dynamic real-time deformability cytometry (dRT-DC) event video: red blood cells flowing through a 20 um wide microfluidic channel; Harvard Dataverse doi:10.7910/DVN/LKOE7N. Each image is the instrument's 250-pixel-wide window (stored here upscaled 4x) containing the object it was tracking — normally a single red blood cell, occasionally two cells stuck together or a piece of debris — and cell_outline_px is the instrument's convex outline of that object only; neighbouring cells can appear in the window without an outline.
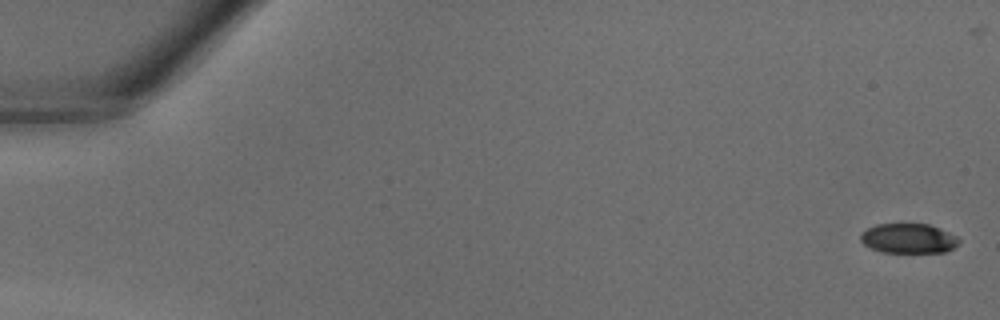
{"species": "common noctule bat (a hibernating species)", "species_latin": "Nyctalus noctula", "temperature_condition": "warm", "stored_images_in_passage": 41, "camera_frame_rate_fps": 3000, "um_per_image_px": 0.085, "animal": {"sex": "male", "body_mass_g": 18.8}, "frame": {"image": 1, "passage_image": 1, "time_ms": 0.0, "image_size_px": [1000, 320], "cell_outline_px": [[960, 240], [952, 248], [944, 252], [880, 252], [864, 244], [860, 240], [860, 232], [876, 224], [928, 224], [940, 228], [956, 236]], "centroid_in_image_um": [77.18, 20.26], "position_along_channel_um": 7.8, "area_um2": 16.94}}
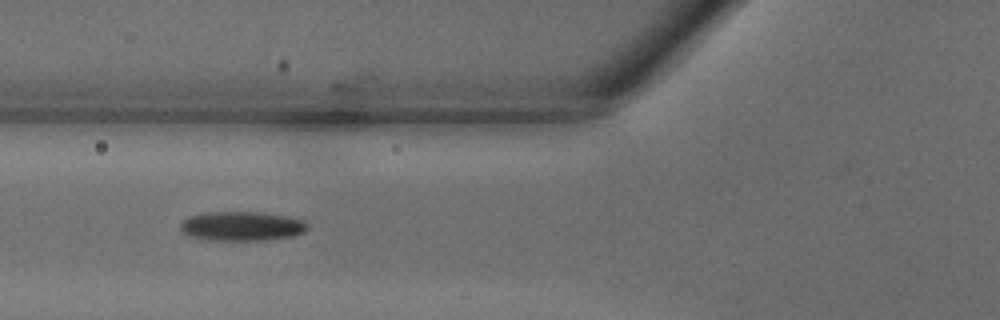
{"frame": {"image": 2, "passage_image": 16, "time_ms": 5.0, "image_size_px": [1000, 320], "cell_outline_px": [[308, 228], [304, 232], [292, 236], [264, 240], [208, 240], [188, 236], [180, 228], [180, 224], [188, 216], [208, 212], [256, 212], [304, 220], [308, 224]], "centroid_in_image_um": [20.52, 19.23], "position_along_channel_um": 105.3, "area_um2": 21.5}}
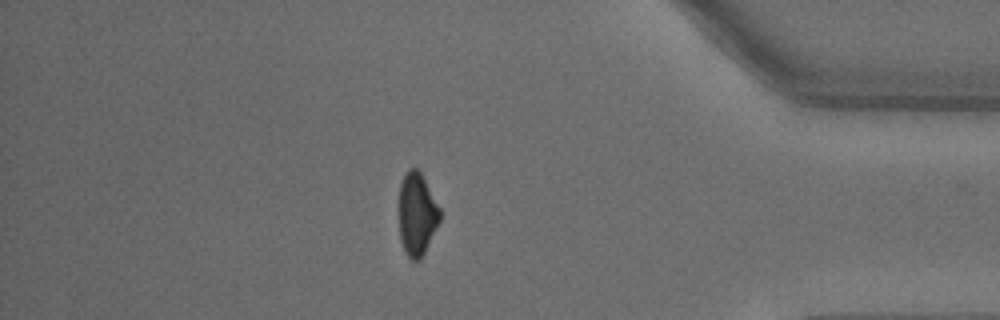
{"frame": {"image": 3, "passage_image": 35, "time_ms": 11.333, "image_size_px": [1000, 320], "cell_outline_px": [[440, 220], [420, 260], [412, 260], [404, 252], [400, 240], [400, 184], [404, 172], [408, 168], [416, 168], [420, 172], [440, 208]], "centroid_in_image_um": [35.43, 18.19], "position_along_channel_um": 399.8, "area_um2": 19.48}}